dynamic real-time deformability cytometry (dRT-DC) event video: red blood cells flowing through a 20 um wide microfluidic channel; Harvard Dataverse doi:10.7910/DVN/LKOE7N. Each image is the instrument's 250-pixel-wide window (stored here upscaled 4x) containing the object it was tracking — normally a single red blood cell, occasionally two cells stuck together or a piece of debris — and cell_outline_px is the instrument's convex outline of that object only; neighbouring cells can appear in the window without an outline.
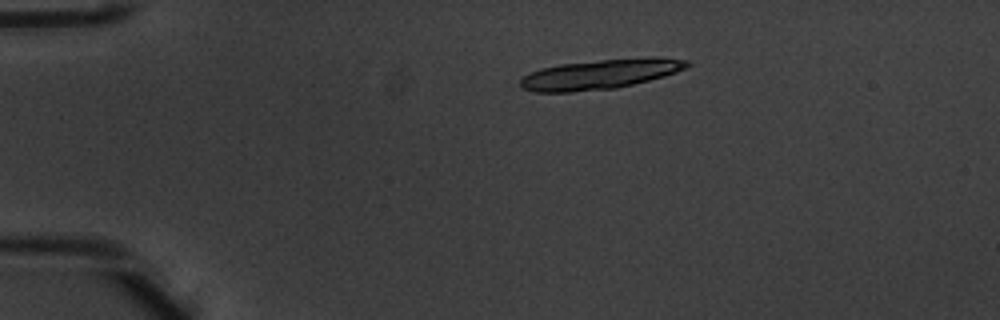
{"species": "common noctule bat (a hibernating species)", "species_latin": "Nyctalus noctula", "temperature_condition": "warm", "stored_images_in_passage": 6, "camera_frame_rate_fps": 3000, "um_per_image_px": 0.085, "animal": {"sex": "male", "body_mass_g": 20.1, "forearm_length_mm": 53.5}, "frame": {"image": 1, "passage_image": 3, "time_ms": 0.667, "image_size_px": [1000, 320], "cell_outline_px": [[692, 64], [688, 68], [664, 76], [616, 88], [568, 92], [536, 92], [520, 88], [520, 80], [524, 76], [540, 68], [560, 64], [600, 60], [648, 56], [656, 56], [688, 60]], "centroid_in_image_um": [51.06, 6.29], "position_along_channel_um": 33.9, "area_um2": 29.13}}